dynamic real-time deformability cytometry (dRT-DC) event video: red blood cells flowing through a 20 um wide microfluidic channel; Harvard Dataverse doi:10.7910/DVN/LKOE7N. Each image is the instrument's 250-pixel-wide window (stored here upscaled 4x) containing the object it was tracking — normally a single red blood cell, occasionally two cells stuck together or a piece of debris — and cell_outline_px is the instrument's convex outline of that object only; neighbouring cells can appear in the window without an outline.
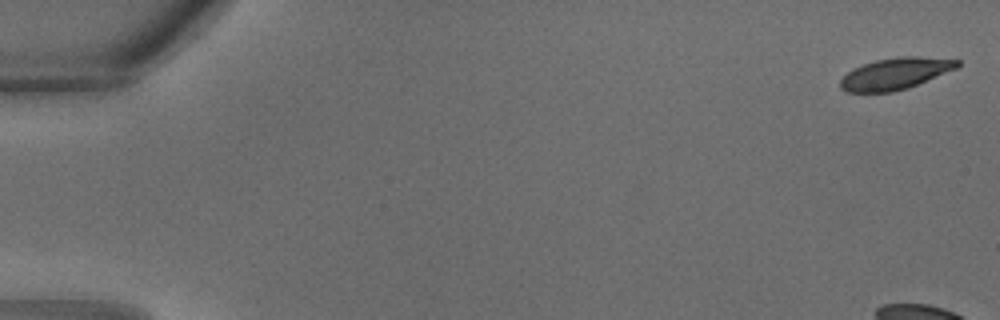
{"species": "common noctule bat (a hibernating species)", "species_latin": "Nyctalus noctula", "temperature_condition": "warm", "stored_images_in_passage": 34, "camera_frame_rate_fps": 3000, "um_per_image_px": 0.085, "animal": {"sex": "male", "body_mass_g": 18.8}, "frame": {"image": 1, "passage_image": 1, "time_ms": 0.0, "image_size_px": [1000, 320], "cell_outline_px": [[960, 64], [956, 68], [908, 88], [892, 92], [844, 92], [840, 88], [840, 80], [852, 68], [876, 60], [896, 56], [920, 56], [960, 60]], "centroid_in_image_um": [76.07, 6.25], "position_along_channel_um": 8.9, "area_um2": 21.5}}
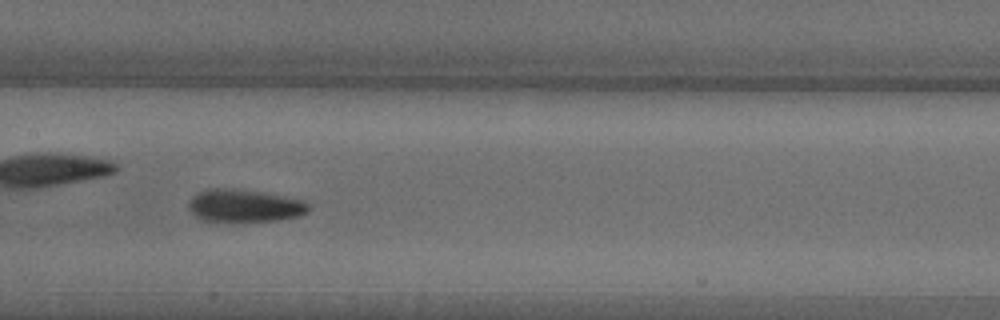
{"frame": {"image": 2, "passage_image": 18, "time_ms": 5.667, "image_size_px": [1000, 320], "cell_outline_px": [[308, 212], [300, 216], [280, 220], [244, 224], [204, 220], [196, 216], [188, 208], [188, 204], [192, 196], [196, 192], [208, 188], [232, 188], [260, 192], [304, 200], [308, 204]], "centroid_in_image_um": [20.76, 17.52], "position_along_channel_um": 186.6, "area_um2": 23.58}}
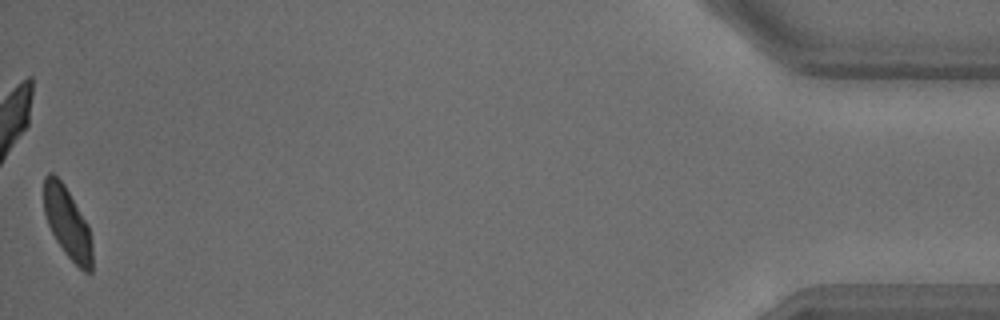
{"frame": {"image": 3, "passage_image": 34, "time_ms": 11.0, "image_size_px": [1000, 320], "cell_outline_px": [[92, 272], [84, 272], [64, 252], [56, 240], [48, 224], [44, 212], [44, 176], [48, 172], [52, 172], [64, 184], [88, 224], [92, 244]], "centroid_in_image_um": [5.73, 18.93], "position_along_channel_um": 429.5, "area_um2": 19.94}}